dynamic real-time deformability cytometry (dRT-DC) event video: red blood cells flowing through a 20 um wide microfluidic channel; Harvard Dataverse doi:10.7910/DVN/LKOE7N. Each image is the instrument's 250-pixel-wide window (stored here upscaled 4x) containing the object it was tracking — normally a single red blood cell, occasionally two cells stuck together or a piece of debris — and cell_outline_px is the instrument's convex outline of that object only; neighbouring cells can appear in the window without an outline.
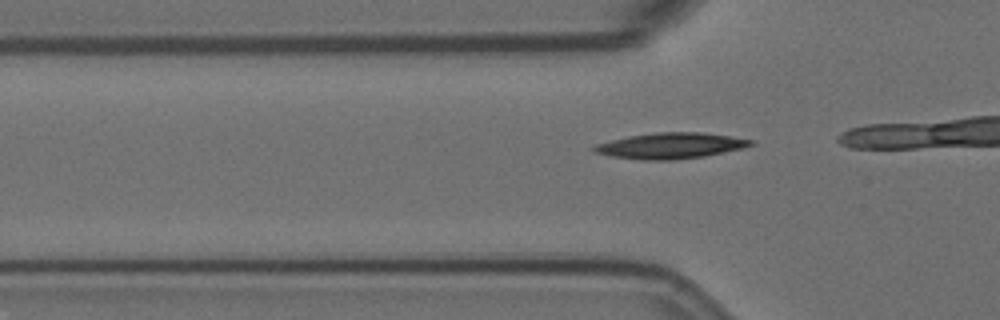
{"species": "Egyptian fruit bat (a non-hibernating species)", "species_latin": "Rousettus aegyptiacus", "temperature_condition": "room temperature", "stored_images_in_passage": 5, "camera_frame_rate_fps": 3000, "um_per_image_px": 0.085, "animal": {"sex": "female"}, "frame": {"image": 1, "passage_image": 2, "time_ms": 0.333, "image_size_px": [1000, 320], "cell_outline_px": [[756, 144], [744, 148], [704, 156], [676, 160], [640, 160], [612, 156], [596, 152], [592, 148], [596, 144], [628, 136], [656, 132], [700, 132], [728, 136], [752, 140]], "centroid_in_image_um": [57.02, 12.39], "position_along_channel_um": 68.8, "area_um2": 23.47}}